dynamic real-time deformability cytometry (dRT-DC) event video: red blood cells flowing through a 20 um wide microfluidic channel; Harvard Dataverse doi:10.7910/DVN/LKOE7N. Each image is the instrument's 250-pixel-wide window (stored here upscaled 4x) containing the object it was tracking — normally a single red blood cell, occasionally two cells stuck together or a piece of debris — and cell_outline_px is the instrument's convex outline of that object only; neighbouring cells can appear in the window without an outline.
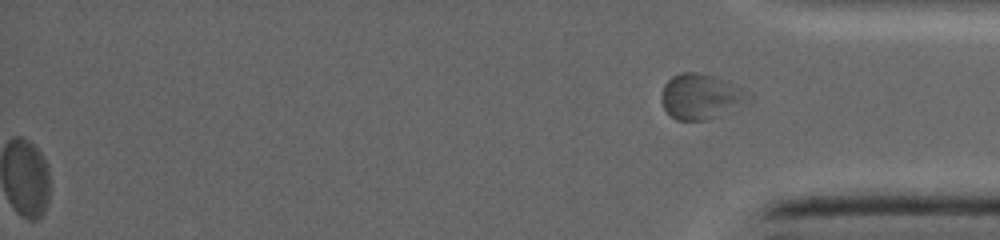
{"species": "common noctule bat (a hibernating species)", "species_latin": "Nyctalus noctula", "temperature_condition": "warm", "stored_images_in_passage": 63, "segment_of_instrument_passage": [2, 2], "camera_frame_rate_fps": 5000, "um_per_image_px": 0.085, "animal": {"sex": "female", "body_mass_g": 19.0, "forearm_length_mm": 53.3}, "frame": {"image": 1, "passage_image": 63, "time_ms": 15.2, "image_size_px": [1000, 240], "cell_outline_px": [[736, 100], [704, 120], [676, 120], [664, 108], [664, 84], [672, 76], [684, 72], [692, 72], [712, 76], [720, 80], [736, 96]], "centroid_in_image_um": [59.12, 8.18], "position_along_channel_um": 376.1, "area_um2": 19.02}}